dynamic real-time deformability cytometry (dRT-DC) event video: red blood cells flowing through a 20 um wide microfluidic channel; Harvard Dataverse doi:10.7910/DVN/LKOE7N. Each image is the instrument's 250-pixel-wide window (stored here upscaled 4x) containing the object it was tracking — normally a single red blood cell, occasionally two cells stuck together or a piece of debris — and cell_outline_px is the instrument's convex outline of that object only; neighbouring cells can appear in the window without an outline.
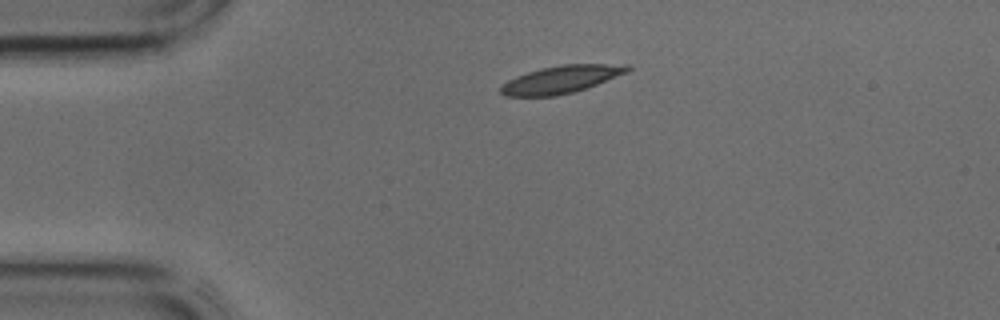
{"species": "common noctule bat (a hibernating species)", "species_latin": "Nyctalus noctula", "temperature_condition": "cold", "stored_images_in_passage": 7, "camera_frame_rate_fps": 3000, "um_per_image_px": 0.085, "animal": {"sex": "male", "body_mass_g": 17.9, "forearm_length_mm": 54.2}, "frame": {"image": 1, "passage_image": 1, "time_ms": 0.0, "image_size_px": [1000, 320], "cell_outline_px": [[632, 68], [628, 72], [596, 84], [572, 92], [556, 96], [504, 96], [500, 92], [500, 88], [508, 80], [516, 76], [540, 68], [564, 64], [628, 64]], "centroid_in_image_um": [47.7, 6.74], "position_along_channel_um": 37.3, "area_um2": 20.17}}